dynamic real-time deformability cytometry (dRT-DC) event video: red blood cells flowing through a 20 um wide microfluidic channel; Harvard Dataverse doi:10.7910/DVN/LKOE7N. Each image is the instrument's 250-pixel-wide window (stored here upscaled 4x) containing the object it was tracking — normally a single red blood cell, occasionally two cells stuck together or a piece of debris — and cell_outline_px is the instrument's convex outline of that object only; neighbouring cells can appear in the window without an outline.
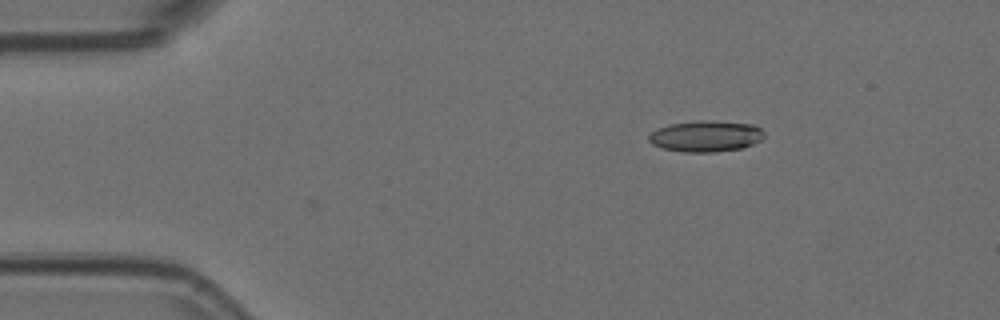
{"species": "Egyptian fruit bat (a non-hibernating species)", "species_latin": "Rousettus aegyptiacus", "temperature_condition": "room temperature", "stored_images_in_passage": 3, "camera_frame_rate_fps": 3000, "um_per_image_px": 0.085, "animal": {"sex": "female"}, "frame": {"image": 1, "passage_image": 1, "time_ms": 0.0, "image_size_px": [1000, 320], "cell_outline_px": [[764, 136], [760, 140], [744, 148], [716, 152], [684, 152], [664, 148], [652, 144], [648, 140], [648, 136], [652, 132], [668, 124], [700, 120], [756, 124], [764, 132]], "centroid_in_image_um": [60.02, 11.58], "position_along_channel_um": 25.0, "area_um2": 20.92}}